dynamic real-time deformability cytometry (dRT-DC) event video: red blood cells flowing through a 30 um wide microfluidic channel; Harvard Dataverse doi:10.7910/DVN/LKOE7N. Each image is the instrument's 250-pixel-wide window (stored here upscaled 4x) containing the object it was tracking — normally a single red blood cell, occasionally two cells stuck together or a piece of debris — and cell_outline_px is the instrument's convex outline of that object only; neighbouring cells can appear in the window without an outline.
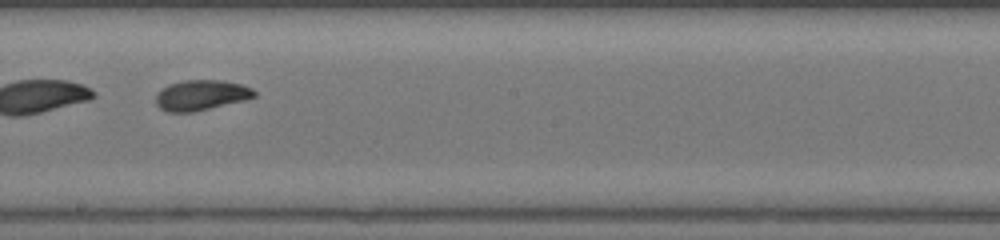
{"species": "common noctule bat (a hibernating species)", "species_latin": "Nyctalus noctula", "temperature_condition": "warm", "stored_images_in_passage": 43, "segment_of_instrument_passage": [2, 2], "camera_frame_rate_fps": 3000, "um_per_image_px": 0.085, "animal": {"sex": "female", "body_mass_g": 17.0, "forearm_length_mm": 48.0}, "frame": {"image": 1, "passage_image": 24, "time_ms": 7.667, "image_size_px": [1000, 240], "cell_outline_px": [[256, 96], [244, 100], [192, 112], [168, 112], [160, 108], [156, 104], [156, 96], [168, 84], [184, 80], [224, 80], [240, 84], [252, 88], [256, 92]], "centroid_in_image_um": [17.11, 8.08], "position_along_channel_um": 231.1, "area_um2": 17.22}}
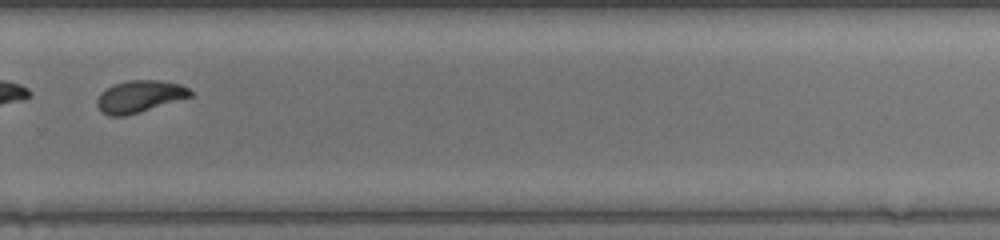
{"frame": {"image": 2, "passage_image": 30, "time_ms": 9.667, "image_size_px": [1000, 240], "cell_outline_px": [[192, 96], [124, 116], [108, 116], [100, 112], [96, 104], [96, 100], [100, 92], [104, 88], [112, 84], [128, 80], [160, 80], [180, 84], [188, 88], [192, 92]], "centroid_in_image_um": [11.79, 8.19], "position_along_channel_um": 318.0, "area_um2": 17.46}}